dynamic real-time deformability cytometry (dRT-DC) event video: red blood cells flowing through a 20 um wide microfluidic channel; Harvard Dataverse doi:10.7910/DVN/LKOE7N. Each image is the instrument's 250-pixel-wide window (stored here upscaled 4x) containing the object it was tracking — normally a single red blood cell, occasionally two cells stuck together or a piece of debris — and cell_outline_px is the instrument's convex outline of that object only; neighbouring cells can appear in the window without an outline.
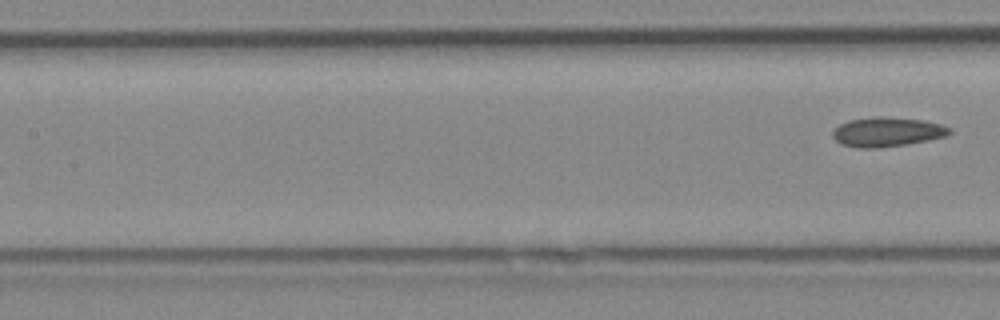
{"species": "Egyptian fruit bat (a non-hibernating species)", "species_latin": "Rousettus aegyptiacus", "temperature_condition": "cold", "stored_images_in_passage": 7, "segment_of_instrument_passage": [2, 2], "camera_frame_rate_fps": 3000, "um_per_image_px": 0.085, "animal": {"sex": "female"}, "frame": {"image": 1, "passage_image": 7, "time_ms": 2.0, "image_size_px": [1000, 320], "cell_outline_px": [[952, 132], [944, 136], [928, 140], [908, 144], [876, 148], [856, 148], [840, 144], [832, 136], [832, 132], [840, 124], [848, 120], [920, 120], [940, 124], [952, 128]], "centroid_in_image_um": [75.4, 11.28], "position_along_channel_um": 132.0, "area_um2": 18.9}}